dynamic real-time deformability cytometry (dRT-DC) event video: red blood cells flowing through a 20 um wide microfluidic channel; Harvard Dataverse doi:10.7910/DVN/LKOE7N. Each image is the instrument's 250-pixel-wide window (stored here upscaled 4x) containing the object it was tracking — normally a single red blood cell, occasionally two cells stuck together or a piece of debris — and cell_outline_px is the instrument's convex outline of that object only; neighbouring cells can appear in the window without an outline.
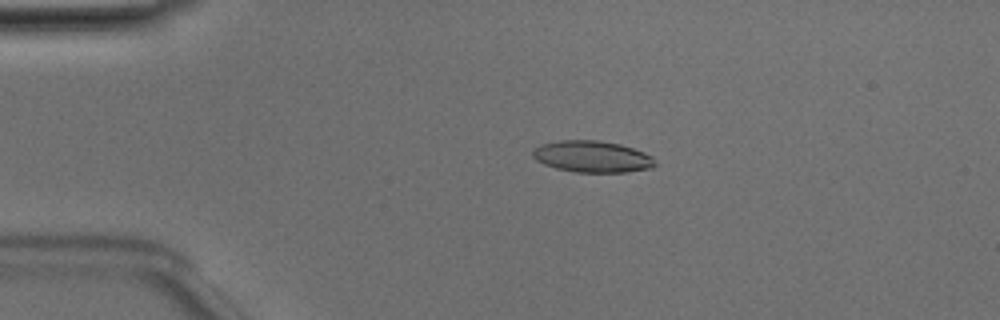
{"species": "Egyptian fruit bat (a non-hibernating species)", "species_latin": "Rousettus aegyptiacus", "temperature_condition": "room temperature", "stored_images_in_passage": 50, "camera_frame_rate_fps": 3000, "um_per_image_px": 0.085, "animal": {"sex": "male"}, "frame": {"image": 1, "passage_image": 10, "time_ms": 3.0, "image_size_px": [1000, 320], "cell_outline_px": [[656, 164], [652, 168], [624, 172], [576, 172], [556, 168], [544, 164], [536, 160], [532, 156], [532, 148], [540, 144], [560, 140], [596, 140], [620, 144], [644, 152], [652, 156]], "centroid_in_image_um": [50.31, 13.3], "position_along_channel_um": 34.7, "area_um2": 22.54}}
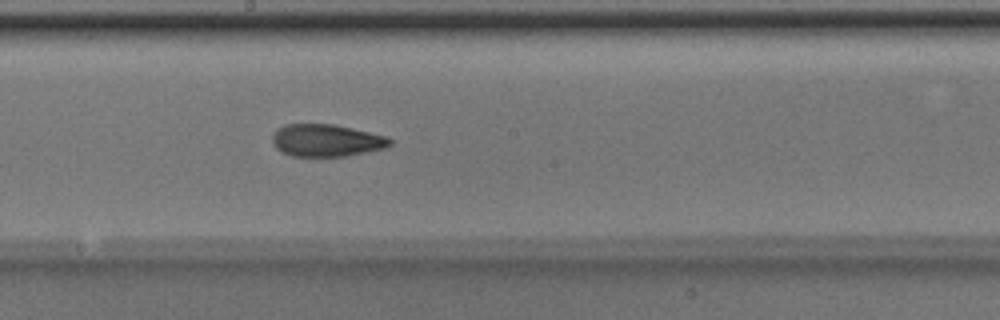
{"frame": {"image": 2, "passage_image": 27, "time_ms": 8.667, "image_size_px": [1000, 320], "cell_outline_px": [[392, 144], [388, 148], [344, 156], [292, 156], [280, 152], [276, 148], [272, 140], [272, 136], [276, 128], [284, 124], [336, 124], [388, 136], [392, 140]], "centroid_in_image_um": [27.76, 11.93], "position_along_channel_um": 220.4, "area_um2": 22.48}}
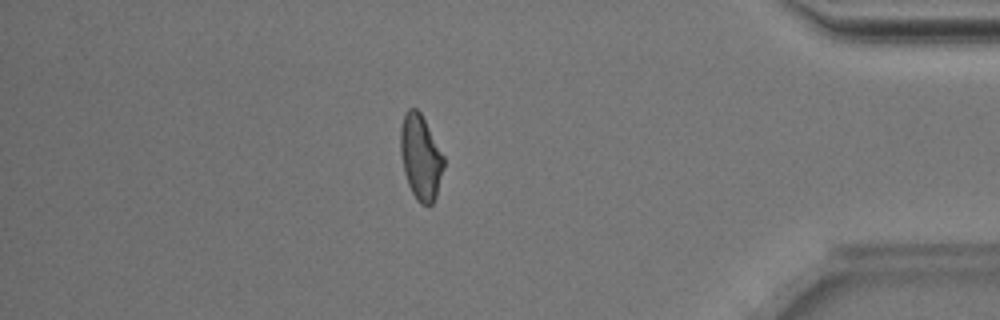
{"frame": {"image": 3, "passage_image": 43, "time_ms": 14.0, "image_size_px": [1000, 320], "cell_outline_px": [[444, 168], [436, 196], [432, 204], [428, 208], [420, 204], [416, 200], [408, 184], [404, 172], [400, 152], [400, 128], [404, 112], [408, 108], [416, 108], [420, 112], [444, 156]], "centroid_in_image_um": [35.74, 13.39], "position_along_channel_um": 399.5, "area_um2": 21.62}, "authors_computed_cell_mechanics": {"area_um2": 22.0507, "velocity_mm_per_s": 4.016, "shape_relaxation_time_tau1_ms": 5.5981, "shape_relaxation_time_tau2_ms": 2.4756, "deformation_change_tau1": 0.1723, "deformation_change_tau2": 0.093}}